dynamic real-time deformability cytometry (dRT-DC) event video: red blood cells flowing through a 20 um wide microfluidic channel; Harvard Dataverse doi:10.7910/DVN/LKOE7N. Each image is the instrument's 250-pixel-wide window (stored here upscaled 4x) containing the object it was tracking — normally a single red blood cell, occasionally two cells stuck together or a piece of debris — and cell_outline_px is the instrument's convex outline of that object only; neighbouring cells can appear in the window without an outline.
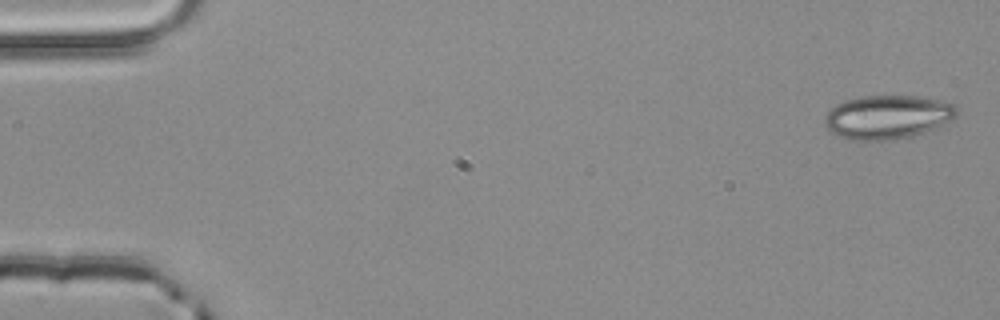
{"species": "common noctule bat (a hibernating species)", "species_latin": "Nyctalus noctula", "temperature_condition": "room temperature", "stored_images_in_passage": 3, "camera_frame_rate_fps": 3000, "um_per_image_px": 0.085, "animal": {"sex": "male", "body_mass_g": 20.4}, "frame": {"image": 1, "passage_image": 1, "time_ms": 0.0, "image_size_px": [1000, 320], "cell_outline_px": [[960, 112], [952, 120], [936, 128], [912, 136], [888, 140], [848, 140], [836, 136], [824, 124], [824, 116], [836, 104], [860, 96], [916, 96], [940, 100], [952, 104]], "centroid_in_image_um": [75.44, 9.96], "position_along_channel_um": 9.6, "area_um2": 33.76}}